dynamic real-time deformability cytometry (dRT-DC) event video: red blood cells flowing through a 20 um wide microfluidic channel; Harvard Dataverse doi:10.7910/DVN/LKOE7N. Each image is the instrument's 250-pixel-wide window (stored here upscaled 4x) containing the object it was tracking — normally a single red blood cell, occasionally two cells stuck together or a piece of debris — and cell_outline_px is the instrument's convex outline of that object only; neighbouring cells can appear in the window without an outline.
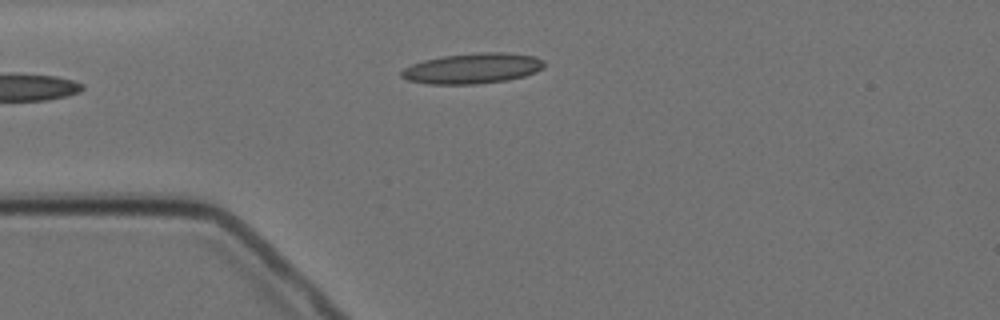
{"species": "Egyptian fruit bat (a non-hibernating species)", "species_latin": "Rousettus aegyptiacus", "temperature_condition": "cold", "stored_images_in_passage": 6, "camera_frame_rate_fps": 3000, "um_per_image_px": 0.085, "animal": {"sex": "female"}, "frame": {"image": 1, "passage_image": 4, "time_ms": 4.333, "image_size_px": [1000, 320], "cell_outline_px": [[544, 68], [536, 72], [524, 76], [508, 80], [476, 84], [428, 84], [408, 80], [400, 76], [400, 72], [404, 68], [412, 64], [424, 60], [444, 56], [480, 52], [508, 52], [536, 56], [544, 60]], "centroid_in_image_um": [40.2, 5.81], "position_along_channel_um": 44.8, "area_um2": 25.49}}
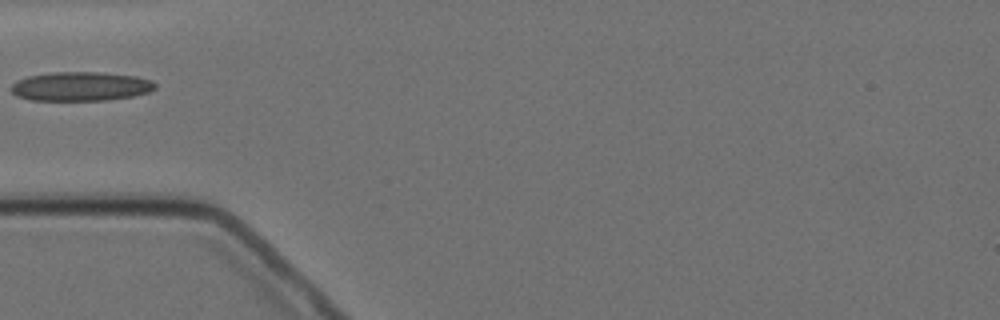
{"frame": {"image": 2, "passage_image": 5, "time_ms": 5.667, "image_size_px": [1000, 320], "cell_outline_px": [[156, 88], [148, 92], [132, 96], [108, 100], [32, 100], [16, 96], [12, 92], [12, 84], [16, 80], [28, 76], [52, 72], [100, 72], [136, 76], [152, 80], [156, 84]], "centroid_in_image_um": [6.86, 7.34], "position_along_channel_um": 78.1, "area_um2": 24.45}}
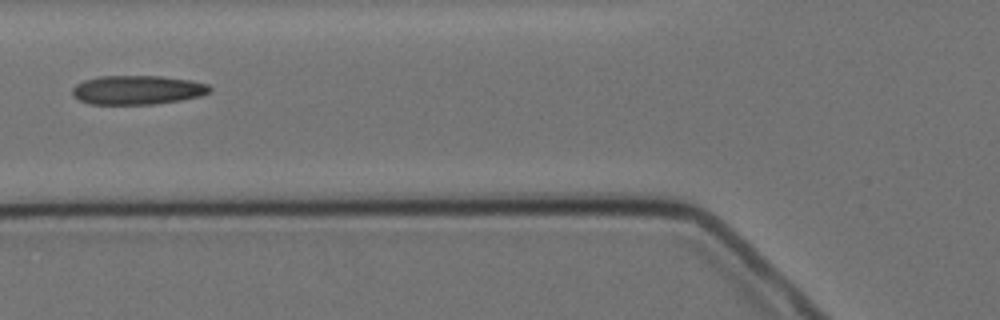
{"frame": {"image": 3, "passage_image": 6, "time_ms": 6.667, "image_size_px": [1000, 320], "cell_outline_px": [[212, 92], [200, 96], [180, 100], [152, 104], [88, 104], [72, 96], [72, 88], [76, 84], [84, 80], [100, 76], [160, 76], [192, 80], [208, 84], [212, 88]], "centroid_in_image_um": [11.69, 7.64], "position_along_channel_um": 114.1, "area_um2": 23.41}}